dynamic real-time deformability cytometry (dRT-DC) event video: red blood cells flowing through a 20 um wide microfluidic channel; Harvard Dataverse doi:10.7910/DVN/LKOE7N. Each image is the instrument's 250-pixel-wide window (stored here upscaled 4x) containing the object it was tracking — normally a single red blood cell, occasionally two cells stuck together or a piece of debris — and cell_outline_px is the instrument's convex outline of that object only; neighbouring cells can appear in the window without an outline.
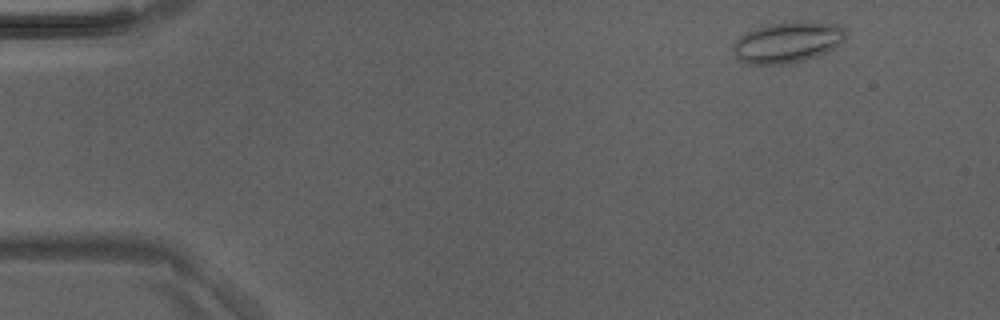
{"species": "Egyptian fruit bat (a non-hibernating species)", "species_latin": "Rousettus aegyptiacus", "temperature_condition": "room temperature", "stored_images_in_passage": 5, "camera_frame_rate_fps": 3000, "um_per_image_px": 0.085, "animal": {"sex": "male"}, "frame": {"image": 1, "passage_image": 1, "time_ms": 0.0, "image_size_px": [1000, 320], "cell_outline_px": [[844, 40], [836, 48], [816, 56], [804, 60], [784, 64], [752, 64], [740, 60], [732, 52], [732, 44], [740, 36], [756, 28], [772, 24], [792, 20], [808, 20], [840, 24], [844, 28]], "centroid_in_image_um": [66.97, 3.57], "position_along_channel_um": 18.0, "area_um2": 27.11}}